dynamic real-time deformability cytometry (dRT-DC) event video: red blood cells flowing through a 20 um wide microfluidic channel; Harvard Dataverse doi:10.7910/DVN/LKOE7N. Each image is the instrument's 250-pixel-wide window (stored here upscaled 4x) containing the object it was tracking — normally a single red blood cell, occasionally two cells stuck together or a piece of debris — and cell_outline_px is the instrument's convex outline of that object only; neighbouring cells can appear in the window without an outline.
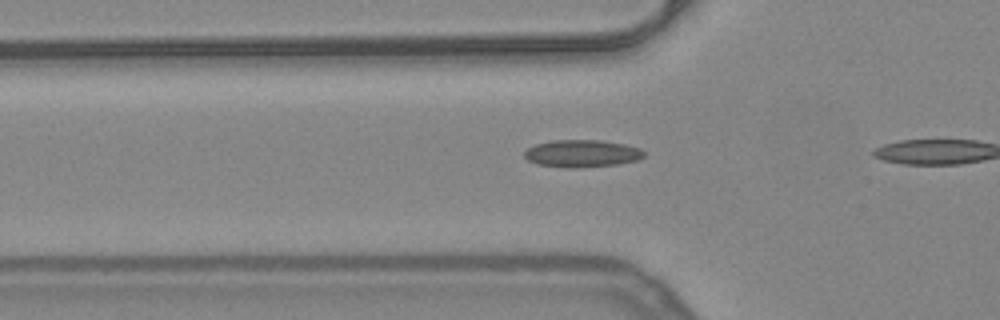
{"species": "common noctule bat (a hibernating species)", "species_latin": "Nyctalus noctula", "temperature_condition": "warm", "stored_images_in_passage": 9, "camera_frame_rate_fps": 3000, "um_per_image_px": 0.085, "animal": {"sex": "female", "body_mass_g": 24.6, "forearm_length_mm": 56.2}, "frame": {"image": 1, "passage_image": 8, "time_ms": 2.333, "image_size_px": [1000, 320], "cell_outline_px": [[644, 156], [640, 160], [616, 164], [576, 168], [568, 168], [536, 164], [528, 160], [524, 156], [524, 152], [528, 148], [536, 144], [552, 140], [600, 140], [624, 144], [640, 148], [644, 152]], "centroid_in_image_um": [49.46, 13.05], "position_along_channel_um": 76.3, "area_um2": 19.07}}